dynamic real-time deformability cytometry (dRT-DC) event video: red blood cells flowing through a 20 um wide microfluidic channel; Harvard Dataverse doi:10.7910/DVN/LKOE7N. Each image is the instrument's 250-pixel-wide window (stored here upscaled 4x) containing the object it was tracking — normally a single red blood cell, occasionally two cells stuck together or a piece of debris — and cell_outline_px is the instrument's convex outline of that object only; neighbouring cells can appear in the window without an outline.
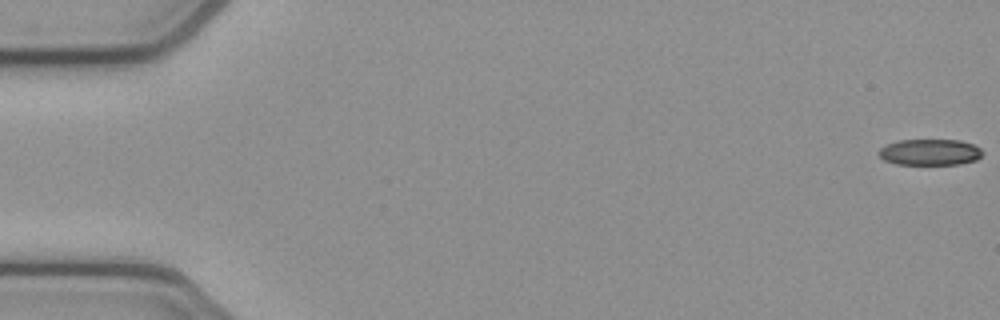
{"species": "common noctule bat (a hibernating species)", "species_latin": "Nyctalus noctula", "temperature_condition": "cold", "stored_images_in_passage": 53, "camera_frame_rate_fps": 3000, "um_per_image_px": 0.085, "animal": {"sex": "female", "body_mass_g": 21.9}, "frame": {"image": 1, "passage_image": 1, "time_ms": 0.0, "image_size_px": [1000, 320], "cell_outline_px": [[984, 152], [976, 160], [960, 164], [896, 164], [884, 160], [876, 152], [880, 148], [888, 144], [900, 140], [960, 140], [972, 144], [980, 148]], "centroid_in_image_um": [79.04, 12.93], "position_along_channel_um": 6.0, "area_um2": 15.78}}
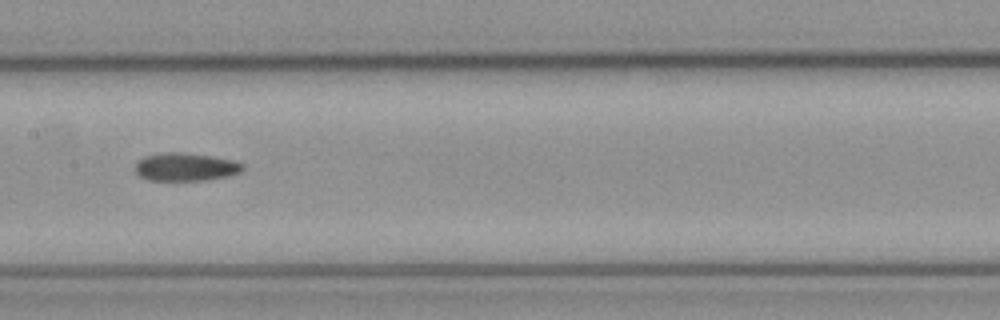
{"frame": {"image": 2, "passage_image": 27, "time_ms": 8.667, "image_size_px": [1000, 320], "cell_outline_px": [[244, 168], [240, 172], [228, 176], [208, 180], [148, 180], [140, 176], [136, 172], [136, 164], [144, 156], [164, 152], [176, 152], [212, 156], [232, 160], [244, 164]], "centroid_in_image_um": [15.79, 14.19], "position_along_channel_um": 191.6, "area_um2": 17.46}}
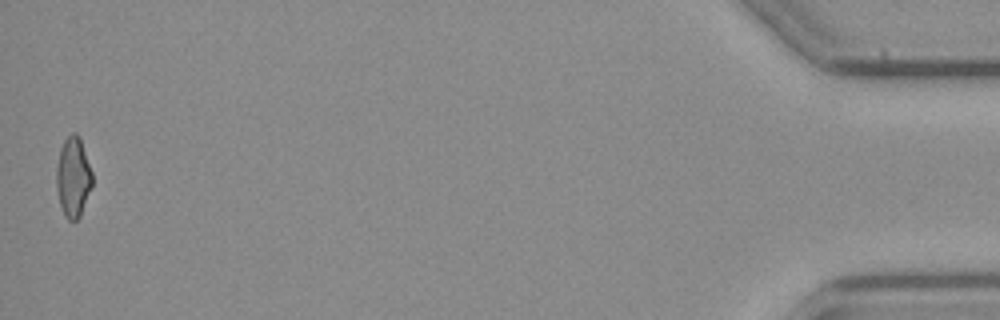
{"frame": {"image": 3, "passage_image": 53, "time_ms": 17.333, "image_size_px": [1000, 320], "cell_outline_px": [[92, 188], [80, 216], [76, 220], [68, 220], [64, 216], [60, 204], [56, 188], [56, 168], [60, 148], [64, 140], [72, 132], [76, 132], [80, 136], [92, 172]], "centroid_in_image_um": [6.22, 15.04], "position_along_channel_um": 429.0, "area_um2": 16.94}, "authors_computed_cell_mechanics": {"area_um2": 17.4556, "velocity_mm_per_s": 3.8863, "shape_relaxation_time_tau1_ms": null, "shape_relaxation_time_tau2_ms": 6.3884, "deformation_change_tau1": null, "deformation_change_tau2": 0.154}}